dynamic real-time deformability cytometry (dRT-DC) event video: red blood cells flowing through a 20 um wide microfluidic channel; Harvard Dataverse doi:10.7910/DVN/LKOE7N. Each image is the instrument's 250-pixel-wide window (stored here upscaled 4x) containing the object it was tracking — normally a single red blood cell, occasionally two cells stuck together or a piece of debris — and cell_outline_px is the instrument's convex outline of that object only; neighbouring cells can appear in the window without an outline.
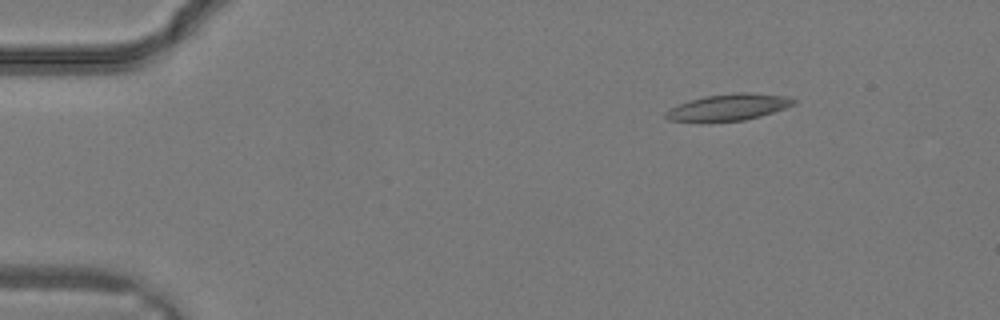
{"species": "common noctule bat (a hibernating species)", "species_latin": "Nyctalus noctula", "temperature_condition": "warm", "stored_images_in_passage": 28, "camera_frame_rate_fps": 3000, "um_per_image_px": 0.085, "animal": {"sex": "male", "body_mass_g": 19.2, "forearm_length_mm": 51.8}, "frame": {"image": 1, "passage_image": 1, "time_ms": 0.0, "image_size_px": [1000, 320], "cell_outline_px": [[796, 104], [760, 116], [744, 120], [668, 120], [664, 116], [664, 112], [680, 104], [704, 96], [732, 92], [748, 92], [784, 96], [796, 100]], "centroid_in_image_um": [61.97, 9.08], "position_along_channel_um": 23.0, "area_um2": 19.13}}
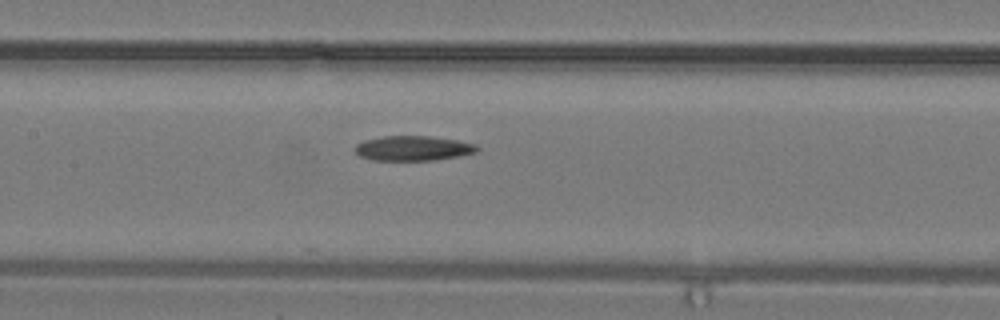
{"frame": {"image": 2, "passage_image": 12, "time_ms": 3.667, "image_size_px": [1000, 320], "cell_outline_px": [[480, 148], [476, 152], [460, 156], [436, 160], [372, 160], [360, 156], [356, 152], [356, 144], [364, 140], [380, 136], [428, 136], [456, 140], [476, 144]], "centroid_in_image_um": [35.12, 12.6], "position_along_channel_um": 172.3, "area_um2": 17.69}}
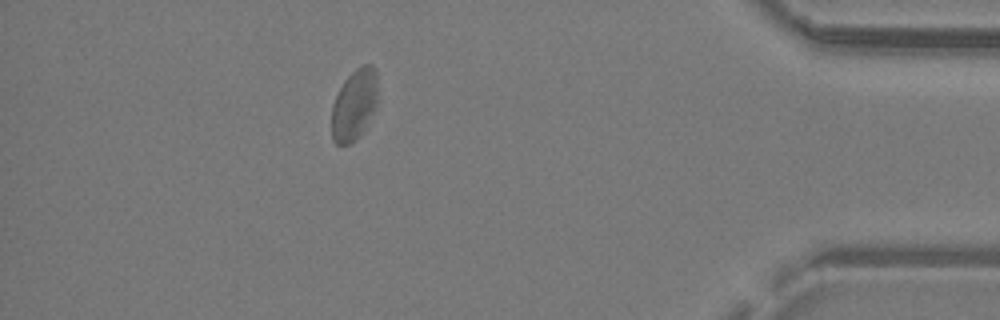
{"frame": {"image": 3, "passage_image": 25, "time_ms": 8.0, "image_size_px": [1000, 320], "cell_outline_px": [[376, 104], [360, 136], [348, 144], [336, 144], [332, 140], [332, 104], [344, 80], [356, 68], [364, 64], [372, 64], [376, 72]], "centroid_in_image_um": [30.09, 8.89], "position_along_channel_um": 405.1, "area_um2": 18.73}}